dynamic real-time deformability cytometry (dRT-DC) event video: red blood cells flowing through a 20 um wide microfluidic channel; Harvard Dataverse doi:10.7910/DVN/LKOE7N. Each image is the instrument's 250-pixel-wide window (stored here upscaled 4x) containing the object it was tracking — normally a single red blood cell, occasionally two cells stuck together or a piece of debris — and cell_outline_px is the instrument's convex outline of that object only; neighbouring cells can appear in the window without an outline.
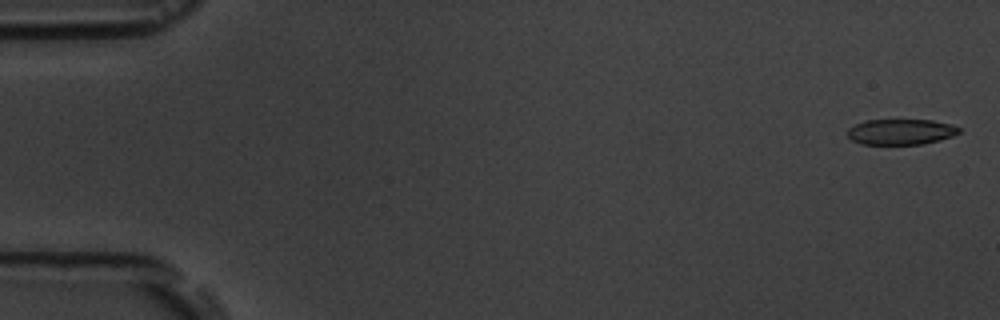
{"species": "common noctule bat (a hibernating species)", "species_latin": "Nyctalus noctula", "temperature_condition": "room temperature", "stored_images_in_passage": 6, "camera_frame_rate_fps": 3000, "um_per_image_px": 0.085, "animal": {"sex": "male", "body_mass_g": 19.5, "forearm_length_mm": 54.6}, "frame": {"image": 1, "passage_image": 1, "time_ms": 0.0, "image_size_px": [1000, 320], "cell_outline_px": [[960, 132], [952, 136], [940, 140], [920, 144], [860, 144], [852, 140], [848, 136], [848, 128], [864, 120], [932, 120], [952, 124], [960, 128]], "centroid_in_image_um": [76.57, 11.2], "position_along_channel_um": 8.4, "area_um2": 16.65}}
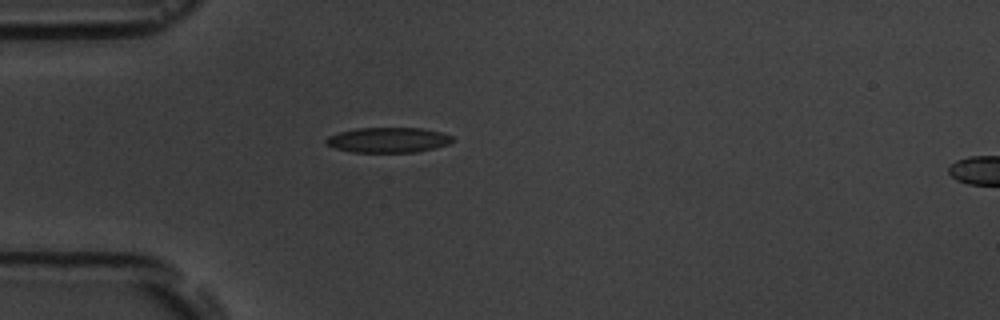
{"frame": {"image": 2, "passage_image": 5, "time_ms": 4.667, "image_size_px": [1000, 320], "cell_outline_px": [[456, 140], [448, 144], [436, 148], [416, 152], [352, 152], [332, 148], [324, 144], [324, 140], [328, 136], [340, 132], [356, 128], [420, 128], [440, 132], [452, 136]], "centroid_in_image_um": [32.97, 11.9], "position_along_channel_um": 52.0, "area_um2": 18.73}}